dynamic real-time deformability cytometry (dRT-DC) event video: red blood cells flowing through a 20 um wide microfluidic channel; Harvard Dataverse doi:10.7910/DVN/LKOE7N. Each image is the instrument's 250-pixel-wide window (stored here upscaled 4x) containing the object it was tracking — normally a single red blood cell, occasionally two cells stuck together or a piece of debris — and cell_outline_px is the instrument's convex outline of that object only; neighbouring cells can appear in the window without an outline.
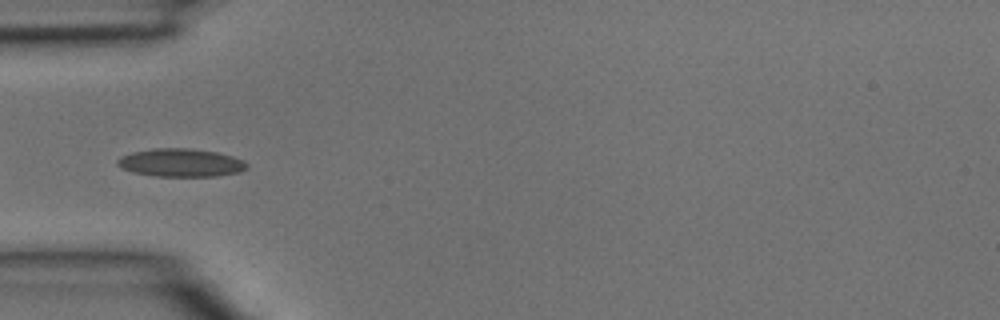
{"species": "common noctule bat (a hibernating species)", "species_latin": "Nyctalus noctula", "temperature_condition": "room temperature", "stored_images_in_passage": 4, "camera_frame_rate_fps": 3000, "um_per_image_px": 0.085, "animal": {"sex": "male", "body_mass_g": 15.6}, "frame": {"image": 1, "passage_image": 2, "time_ms": 0.333, "image_size_px": [1000, 320], "cell_outline_px": [[248, 168], [240, 172], [216, 176], [156, 176], [132, 172], [116, 164], [116, 160], [120, 156], [132, 152], [156, 148], [188, 148], [216, 152], [232, 156], [244, 160], [248, 164]], "centroid_in_image_um": [15.38, 13.83], "position_along_channel_um": 69.6, "area_um2": 21.21}}